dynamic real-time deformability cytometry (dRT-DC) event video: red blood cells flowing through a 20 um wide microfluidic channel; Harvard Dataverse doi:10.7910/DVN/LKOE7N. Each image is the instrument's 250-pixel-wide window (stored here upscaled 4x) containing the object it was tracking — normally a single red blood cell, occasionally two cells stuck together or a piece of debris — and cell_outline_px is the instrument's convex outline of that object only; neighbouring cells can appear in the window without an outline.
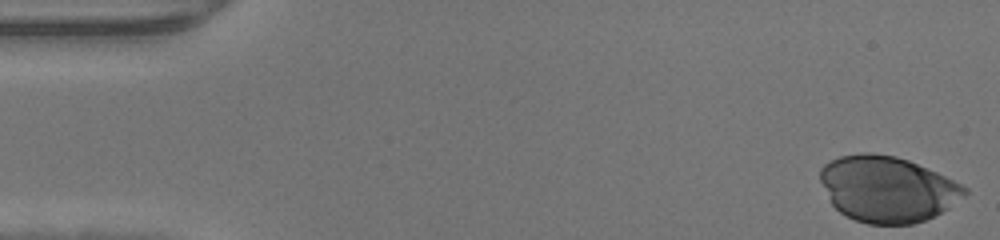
{"species": "human", "species_latin": "Homo sapiens", "temperature_condition": "warm", "stored_images_in_passage": 37, "camera_frame_rate_fps": 3000, "um_per_image_px": 0.085, "donor": {"sex": "male"}, "frame": {"image": 1, "passage_image": 1, "time_ms": 0.0, "image_size_px": [1000, 240], "cell_outline_px": [[968, 192], [964, 196], [948, 208], [924, 220], [912, 224], [868, 224], [856, 220], [840, 212], [832, 204], [820, 180], [820, 168], [824, 164], [840, 156], [864, 152], [868, 152], [896, 156], [908, 160], [936, 172], [968, 188]], "centroid_in_image_um": [75.41, 16.06], "position_along_channel_um": 9.6, "area_um2": 54.97}}
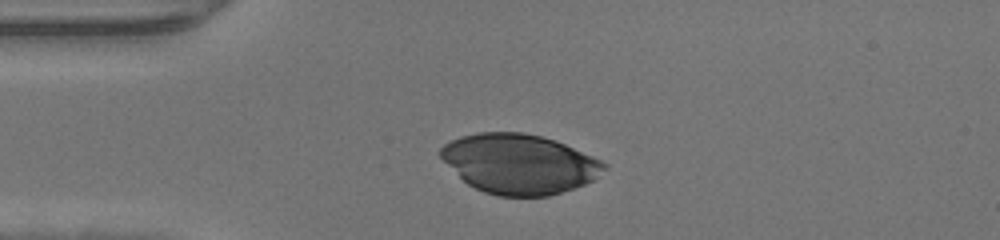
{"frame": {"image": 2, "passage_image": 11, "time_ms": 3.333, "image_size_px": [1000, 240], "cell_outline_px": [[608, 168], [592, 180], [584, 184], [548, 196], [500, 196], [484, 192], [468, 184], [436, 152], [444, 144], [460, 136], [476, 132], [524, 132], [556, 140], [592, 156], [608, 164]], "centroid_in_image_um": [44.13, 13.91], "position_along_channel_um": 40.9, "area_um2": 56.59}}
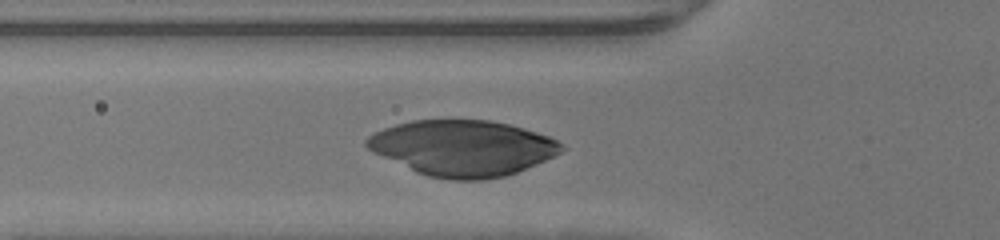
{"frame": {"image": 3, "passage_image": 16, "time_ms": 5.0, "image_size_px": [1000, 240], "cell_outline_px": [[568, 148], [544, 160], [516, 172], [504, 176], [484, 180], [448, 180], [428, 176], [416, 172], [372, 152], [364, 144], [364, 140], [368, 136], [384, 128], [396, 124], [412, 120], [488, 120], [508, 124], [524, 128], [548, 136], [556, 140]], "centroid_in_image_um": [39.3, 12.58], "position_along_channel_um": 86.5, "area_um2": 63.06}}